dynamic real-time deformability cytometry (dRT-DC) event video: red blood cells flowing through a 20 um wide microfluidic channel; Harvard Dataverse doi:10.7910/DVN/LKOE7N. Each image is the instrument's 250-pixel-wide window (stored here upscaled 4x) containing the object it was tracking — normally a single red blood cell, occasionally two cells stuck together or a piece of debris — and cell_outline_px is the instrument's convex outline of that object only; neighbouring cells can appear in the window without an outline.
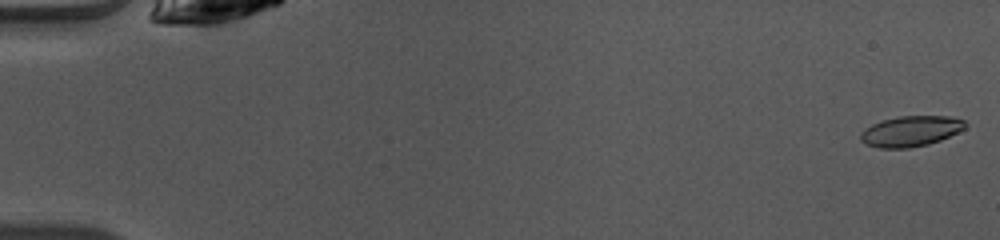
{"species": "common noctule bat (a hibernating species)", "species_latin": "Nyctalus noctula", "temperature_condition": "warm", "stored_images_in_passage": 48, "camera_frame_rate_fps": 3000, "um_per_image_px": 0.085, "animal": {"sex": "female", "body_mass_g": 10.0, "forearm_length_mm": 53.1}, "frame": {"image": 1, "passage_image": 1, "time_ms": 0.0, "image_size_px": [1000, 240], "cell_outline_px": [[968, 124], [964, 128], [940, 140], [928, 144], [908, 148], [880, 148], [868, 144], [860, 140], [860, 132], [864, 128], [872, 124], [884, 120], [900, 116], [948, 116], [964, 120]], "centroid_in_image_um": [77.39, 11.15], "position_along_channel_um": 7.6, "area_um2": 18.44}}
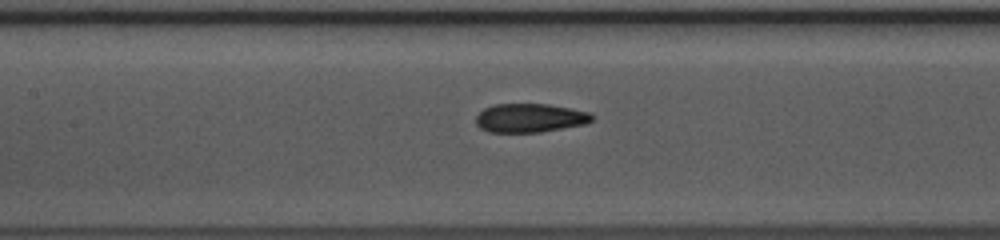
{"frame": {"image": 2, "passage_image": 23, "time_ms": 7.333, "image_size_px": [1000, 240], "cell_outline_px": [[592, 120], [584, 124], [540, 132], [488, 132], [480, 128], [476, 124], [476, 116], [484, 108], [496, 104], [548, 104], [592, 112]], "centroid_in_image_um": [45.03, 10.02], "position_along_channel_um": 162.4, "area_um2": 19.42}}
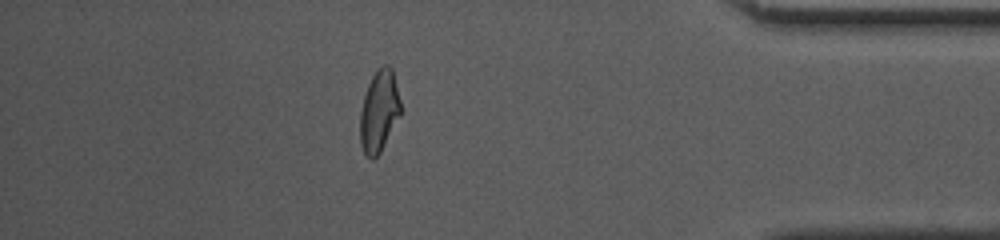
{"frame": {"image": 3, "passage_image": 43, "time_ms": 14.0, "image_size_px": [1000, 240], "cell_outline_px": [[400, 116], [380, 152], [372, 160], [364, 152], [360, 144], [360, 112], [364, 96], [368, 84], [376, 68], [384, 64], [388, 64], [392, 68], [400, 100]], "centroid_in_image_um": [32.22, 9.42], "position_along_channel_um": 403.0, "area_um2": 19.25}}